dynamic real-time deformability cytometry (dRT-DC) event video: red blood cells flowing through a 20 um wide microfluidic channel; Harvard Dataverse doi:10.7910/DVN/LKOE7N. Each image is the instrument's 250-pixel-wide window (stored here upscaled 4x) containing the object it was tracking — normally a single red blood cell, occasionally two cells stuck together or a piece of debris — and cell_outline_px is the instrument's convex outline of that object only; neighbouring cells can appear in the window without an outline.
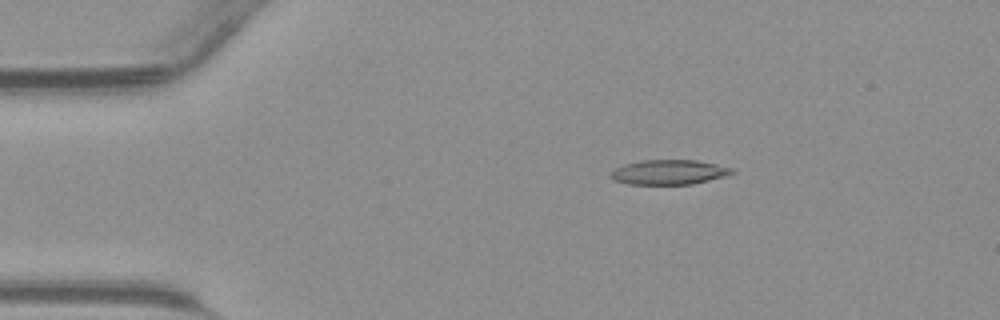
{"species": "common noctule bat (a hibernating species)", "species_latin": "Nyctalus noctula", "temperature_condition": "warm", "stored_images_in_passage": 40, "segment_of_instrument_passage": [1, 2], "camera_frame_rate_fps": 3000, "um_per_image_px": 0.085, "animal": {"sex": "male", "body_mass_g": 23.1, "forearm_length_mm": 52.7}, "frame": {"image": 1, "passage_image": 7, "time_ms": 2.0, "image_size_px": [1000, 320], "cell_outline_px": [[736, 172], [724, 176], [692, 184], [628, 184], [612, 180], [608, 176], [616, 168], [624, 164], [640, 160], [696, 160], [716, 164], [732, 168]], "centroid_in_image_um": [56.82, 14.63], "position_along_channel_um": 28.2, "area_um2": 17.46}}
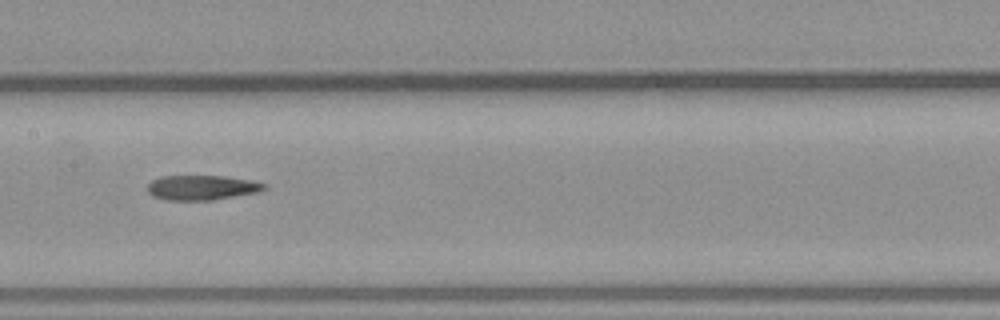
{"frame": {"image": 2, "passage_image": 21, "time_ms": 6.667, "image_size_px": [1000, 320], "cell_outline_px": [[268, 188], [256, 192], [212, 200], [164, 200], [152, 196], [148, 192], [148, 184], [152, 180], [160, 176], [224, 176], [252, 180], [268, 184]], "centroid_in_image_um": [17.15, 15.94], "position_along_channel_um": 190.2, "area_um2": 16.94}}
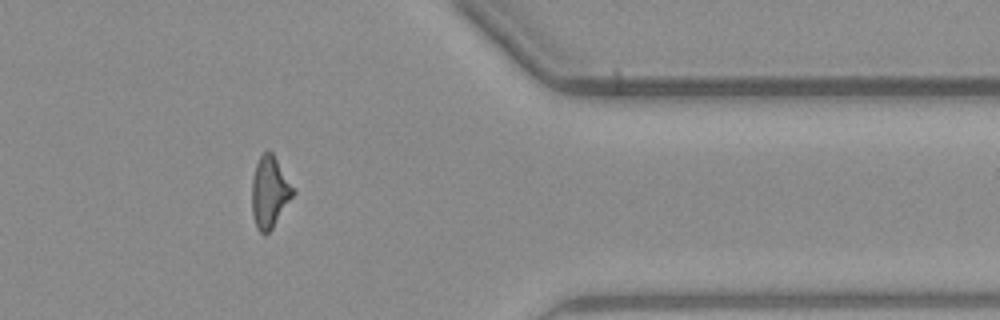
{"frame": {"image": 3, "passage_image": 35, "time_ms": 11.333, "image_size_px": [1000, 320], "cell_outline_px": [[296, 192], [272, 228], [264, 236], [256, 228], [252, 216], [252, 180], [256, 164], [260, 156], [268, 148], [272, 152], [296, 188]], "centroid_in_image_um": [22.93, 16.32], "position_along_channel_um": 388.5, "area_um2": 17.46}}